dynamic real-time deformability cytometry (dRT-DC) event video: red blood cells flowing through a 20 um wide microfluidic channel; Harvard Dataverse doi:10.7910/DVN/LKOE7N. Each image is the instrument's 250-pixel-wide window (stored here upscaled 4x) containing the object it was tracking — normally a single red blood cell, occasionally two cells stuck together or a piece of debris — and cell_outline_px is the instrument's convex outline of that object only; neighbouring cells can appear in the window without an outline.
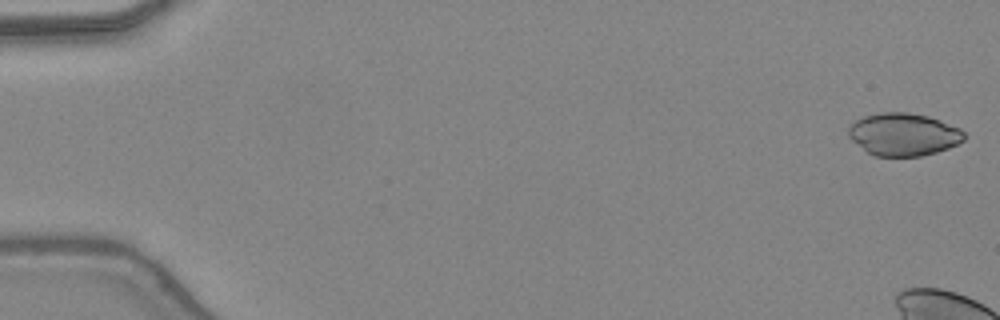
{"species": "common noctule bat (a hibernating species)", "species_latin": "Nyctalus noctula", "temperature_condition": "warm", "stored_images_in_passage": 8, "camera_frame_rate_fps": 3000, "um_per_image_px": 0.085, "animal": {"sex": "female", "body_mass_g": 24.6, "forearm_length_mm": 56.2}, "frame": {"image": 1, "passage_image": 1, "time_ms": 0.0, "image_size_px": [1000, 320], "cell_outline_px": [[968, 136], [964, 140], [948, 148], [936, 152], [920, 156], [872, 156], [852, 140], [848, 136], [848, 128], [856, 120], [864, 116], [880, 112], [908, 112], [928, 116], [960, 128]], "centroid_in_image_um": [76.8, 11.42], "position_along_channel_um": 8.2, "area_um2": 28.78}}